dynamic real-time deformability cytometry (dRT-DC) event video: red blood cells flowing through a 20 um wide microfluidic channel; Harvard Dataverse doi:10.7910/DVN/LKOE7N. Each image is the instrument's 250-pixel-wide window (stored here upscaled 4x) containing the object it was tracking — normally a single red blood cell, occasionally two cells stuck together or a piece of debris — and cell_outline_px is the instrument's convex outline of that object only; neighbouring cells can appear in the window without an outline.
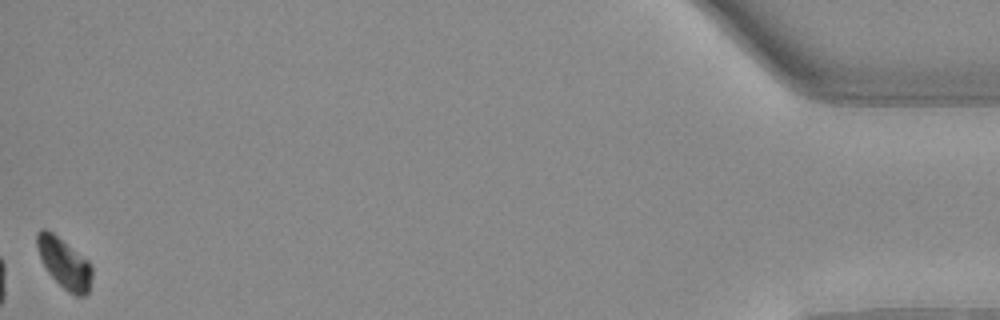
{"species": "Egyptian fruit bat (a non-hibernating species)", "species_latin": "Rousettus aegyptiacus", "temperature_condition": "warm", "stored_images_in_passage": 42, "camera_frame_rate_fps": 3000, "um_per_image_px": 0.085, "animal": {"sex": "female"}, "frame": {"image": 1, "passage_image": 42, "time_ms": 13.667, "image_size_px": [1000, 320], "cell_outline_px": [[92, 276], [88, 292], [84, 296], [76, 296], [68, 292], [48, 272], [40, 256], [36, 244], [36, 232], [40, 228], [44, 228], [52, 232], [88, 260], [92, 264]], "centroid_in_image_um": [5.47, 22.36], "position_along_channel_um": 429.7, "area_um2": 15.95}, "authors_computed_cell_mechanics": {"area_um2": 19.652, "velocity_mm_per_s": 4.0149, "shape_relaxation_time_tau1_ms": 1.6359, "shape_relaxation_time_tau2_ms": null, "deformation_change_tau1": 0.1004, "deformation_change_tau2": null}}